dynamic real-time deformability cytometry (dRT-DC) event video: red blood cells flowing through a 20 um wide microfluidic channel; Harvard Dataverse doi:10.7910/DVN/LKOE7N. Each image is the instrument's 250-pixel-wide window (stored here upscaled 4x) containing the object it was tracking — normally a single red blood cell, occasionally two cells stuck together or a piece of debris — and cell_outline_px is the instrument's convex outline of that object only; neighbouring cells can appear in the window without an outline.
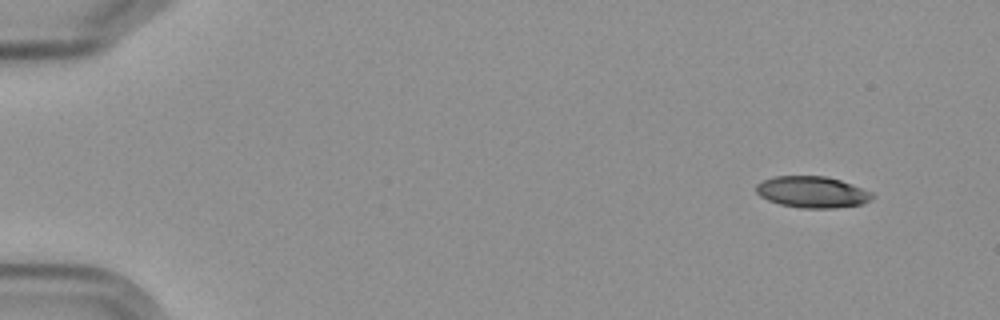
{"species": "Egyptian fruit bat (a non-hibernating species)", "species_latin": "Rousettus aegyptiacus", "temperature_condition": "cold", "stored_images_in_passage": 6, "camera_frame_rate_fps": 3000, "um_per_image_px": 0.085, "frame": {"image": 1, "passage_image": 1, "time_ms": 0.0, "image_size_px": [1000, 320], "cell_outline_px": [[872, 196], [864, 204], [832, 208], [804, 208], [780, 204], [768, 200], [760, 196], [756, 192], [756, 184], [772, 176], [824, 176], [840, 180], [872, 192]], "centroid_in_image_um": [69.0, 16.32], "position_along_channel_um": 16.0, "area_um2": 21.04}}
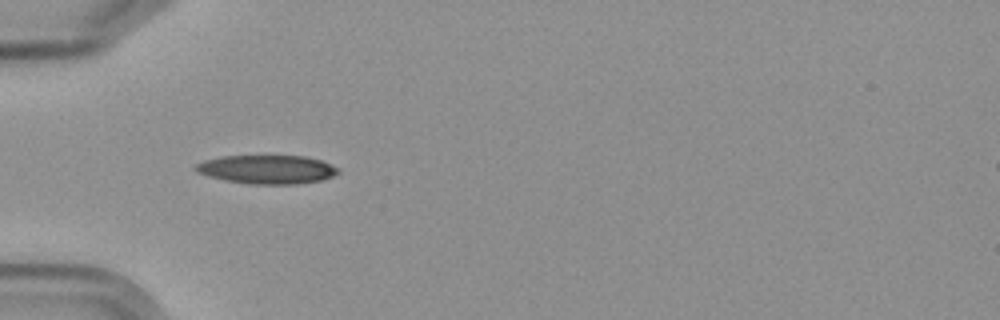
{"frame": {"image": 2, "passage_image": 5, "time_ms": 4.667, "image_size_px": [1000, 320], "cell_outline_px": [[340, 172], [332, 176], [320, 180], [296, 184], [248, 184], [224, 180], [208, 176], [196, 172], [192, 168], [196, 164], [204, 160], [224, 156], [304, 156], [320, 160], [340, 168]], "centroid_in_image_um": [22.67, 14.4], "position_along_channel_um": 62.3, "area_um2": 23.87}}
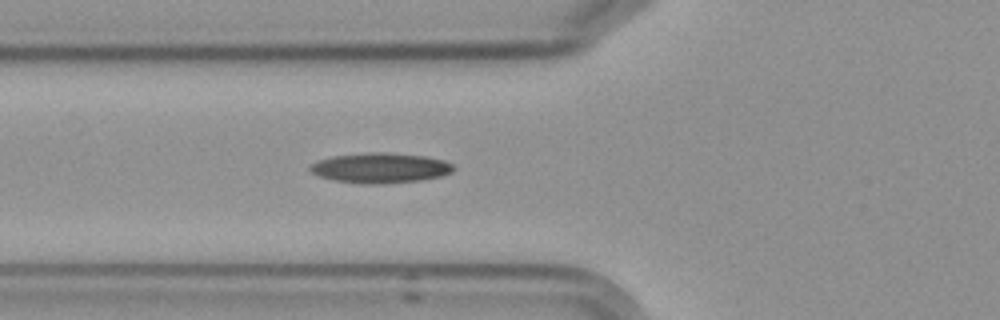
{"frame": {"image": 3, "passage_image": 6, "time_ms": 5.667, "image_size_px": [1000, 320], "cell_outline_px": [[452, 172], [440, 176], [420, 180], [384, 184], [360, 184], [332, 180], [320, 176], [312, 172], [308, 168], [312, 164], [320, 160], [332, 156], [372, 152], [384, 152], [424, 156], [444, 160], [452, 164]], "centroid_in_image_um": [32.31, 14.28], "position_along_channel_um": 93.5, "area_um2": 25.03}}